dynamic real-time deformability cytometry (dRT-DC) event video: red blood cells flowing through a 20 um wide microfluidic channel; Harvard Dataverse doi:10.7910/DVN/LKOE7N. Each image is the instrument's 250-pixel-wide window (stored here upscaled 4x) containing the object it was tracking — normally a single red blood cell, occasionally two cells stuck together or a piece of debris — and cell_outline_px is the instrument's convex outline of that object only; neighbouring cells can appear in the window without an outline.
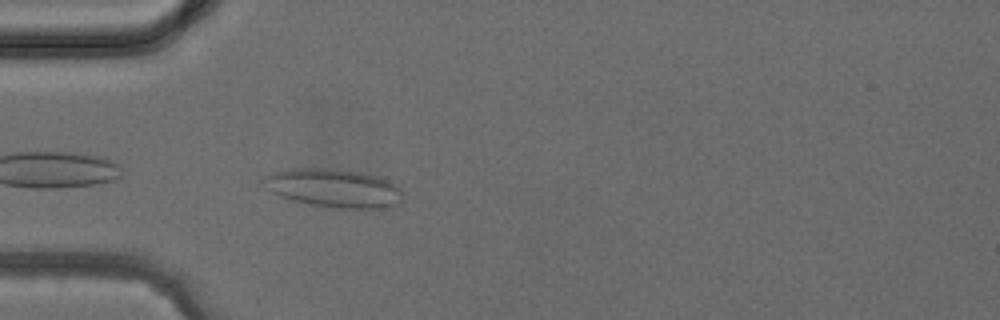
{"species": "common noctule bat (a hibernating species)", "species_latin": "Nyctalus noctula", "temperature_condition": "cold", "stored_images_in_passage": 3, "camera_frame_rate_fps": 3000, "um_per_image_px": 0.085, "animal": {"sex": "female", "body_mass_g": 24.6, "forearm_length_mm": 56.2}, "frame": {"image": 1, "passage_image": 3, "time_ms": 3.667, "image_size_px": [1000, 320], "cell_outline_px": [[404, 196], [400, 204], [392, 208], [344, 208], [312, 204], [296, 200], [284, 196], [276, 192], [264, 176], [276, 172], [300, 168], [332, 168], [356, 172], [376, 176], [400, 188], [404, 192]], "centroid_in_image_um": [28.56, 16.0], "position_along_channel_um": 56.4, "area_um2": 30.06}}